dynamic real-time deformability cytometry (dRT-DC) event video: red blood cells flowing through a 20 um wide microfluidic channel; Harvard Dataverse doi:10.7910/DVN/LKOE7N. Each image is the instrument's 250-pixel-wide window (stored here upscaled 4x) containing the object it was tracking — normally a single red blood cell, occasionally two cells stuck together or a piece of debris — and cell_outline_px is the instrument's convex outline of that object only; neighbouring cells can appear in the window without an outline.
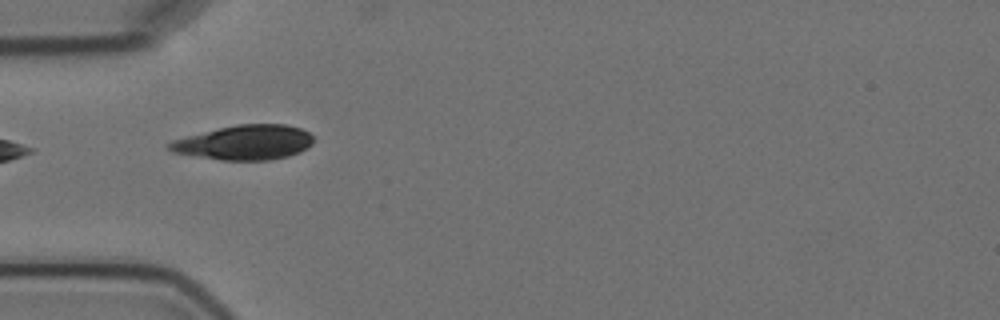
{"species": "Egyptian fruit bat (a non-hibernating species)", "species_latin": "Rousettus aegyptiacus", "temperature_condition": "cold", "stored_images_in_passage": 3, "camera_frame_rate_fps": 3000, "um_per_image_px": 0.085, "animal": {"sex": "female"}, "frame": {"image": 1, "passage_image": 2, "time_ms": 2.0, "image_size_px": [1000, 320], "cell_outline_px": [[312, 144], [300, 152], [288, 156], [268, 160], [220, 160], [172, 152], [164, 144], [172, 140], [220, 128], [240, 124], [284, 124], [300, 128], [308, 132], [312, 136]], "centroid_in_image_um": [20.78, 12.12], "position_along_channel_um": 64.2, "area_um2": 28.9}}
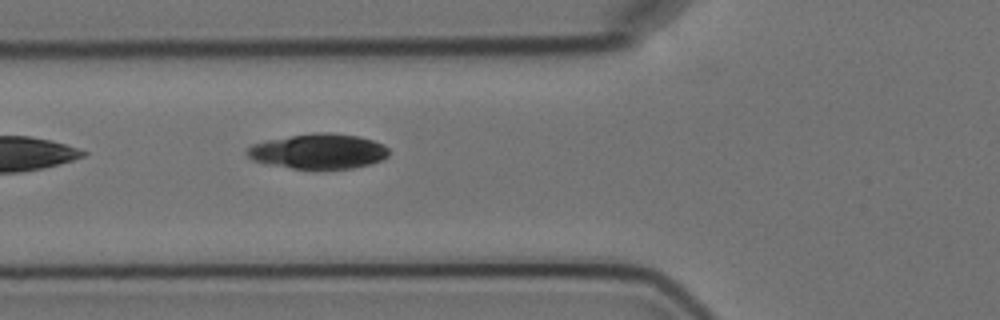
{"frame": {"image": 2, "passage_image": 3, "time_ms": 3.0, "image_size_px": [1000, 320], "cell_outline_px": [[388, 156], [380, 160], [368, 164], [352, 168], [292, 168], [264, 164], [252, 160], [244, 152], [252, 144], [268, 140], [312, 132], [328, 132], [360, 136], [384, 144], [388, 148]], "centroid_in_image_um": [27.04, 12.85], "position_along_channel_um": 98.8, "area_um2": 28.9}}